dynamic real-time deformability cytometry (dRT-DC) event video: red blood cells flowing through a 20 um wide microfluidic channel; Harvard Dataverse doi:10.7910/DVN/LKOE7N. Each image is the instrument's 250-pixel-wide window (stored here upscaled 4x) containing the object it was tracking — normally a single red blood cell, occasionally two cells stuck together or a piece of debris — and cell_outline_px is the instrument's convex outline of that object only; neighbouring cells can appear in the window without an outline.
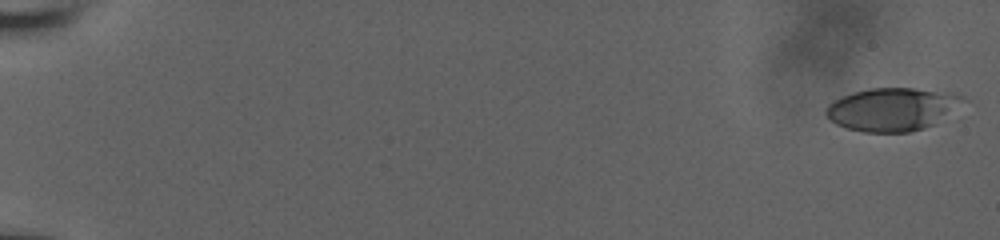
{"species": "human", "species_latin": "Homo sapiens", "temperature_condition": "room temperature", "stored_images_in_passage": 57, "camera_frame_rate_fps": 3000, "um_per_image_px": 0.085, "donor": {"sex": "male"}, "frame": {"image": 1, "passage_image": 1, "time_ms": 0.0, "image_size_px": [1000, 240], "cell_outline_px": [[968, 100], [932, 124], [924, 128], [908, 132], [864, 132], [848, 128], [836, 124], [824, 112], [824, 108], [828, 104], [852, 92], [872, 88], [912, 88], [964, 96]], "centroid_in_image_um": [75.8, 9.29], "position_along_channel_um": 9.2, "area_um2": 33.7}}
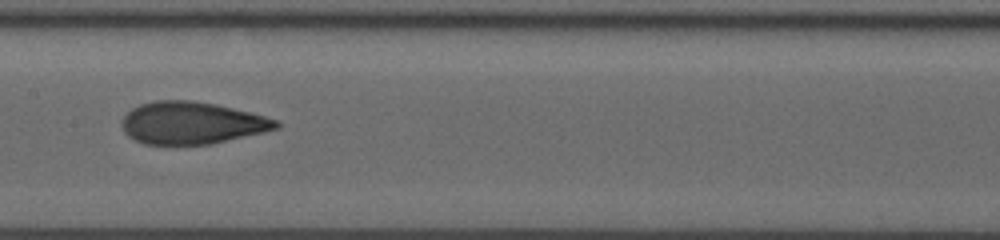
{"frame": {"image": 2, "passage_image": 32, "time_ms": 10.333, "image_size_px": [1000, 240], "cell_outline_px": [[280, 128], [264, 132], [212, 144], [144, 144], [128, 136], [124, 132], [120, 120], [132, 108], [140, 104], [156, 100], [192, 100], [216, 104], [280, 120]], "centroid_in_image_um": [16.3, 10.45], "position_along_channel_um": 191.1, "area_um2": 38.03}}
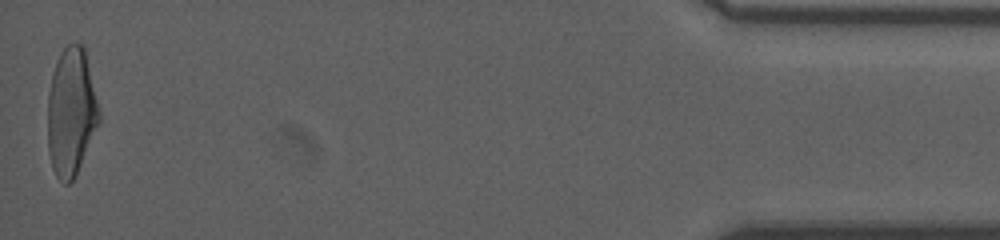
{"frame": {"image": 3, "passage_image": 57, "time_ms": 18.667, "image_size_px": [1000, 240], "cell_outline_px": [[100, 120], [76, 176], [68, 184], [64, 184], [56, 176], [52, 168], [48, 152], [48, 92], [56, 60], [60, 52], [68, 44], [80, 44], [84, 48], [100, 112]], "centroid_in_image_um": [6.04, 9.56], "position_along_channel_um": 429.2, "area_um2": 38.21}, "authors_computed_cell_mechanics": {"area_um2": 37.0498, "velocity_mm_per_s": 3.8352, "shape_relaxation_time_tau1_ms": 7.3562, "shape_relaxation_time_tau2_ms": 1.2636, "deformation_change_tau1": 0.2545, "deformation_change_tau2": 0.0882}}